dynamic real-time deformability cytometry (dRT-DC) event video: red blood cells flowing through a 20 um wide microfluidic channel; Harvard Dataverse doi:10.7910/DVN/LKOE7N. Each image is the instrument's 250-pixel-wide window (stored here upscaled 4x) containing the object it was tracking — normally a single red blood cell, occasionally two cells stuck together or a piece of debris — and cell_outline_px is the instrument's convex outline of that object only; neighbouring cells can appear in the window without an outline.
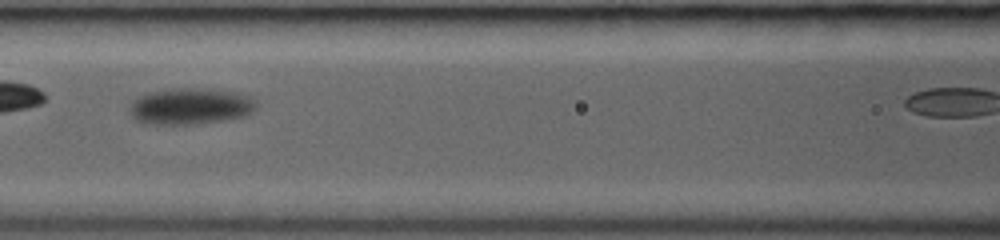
{"species": "common noctule bat (a hibernating species)", "species_latin": "Nyctalus noctula", "temperature_condition": "room temperature", "stored_images_in_passage": 14, "camera_frame_rate_fps": 3000, "um_per_image_px": 0.085, "animal": {"sex": "female", "body_mass_g": 19.0, "forearm_length_mm": 53.3}, "frame": {"image": 1, "passage_image": 8, "time_ms": 2.333, "image_size_px": [1000, 240], "cell_outline_px": [[256, 108], [252, 112], [244, 116], [224, 120], [192, 124], [144, 124], [136, 120], [128, 112], [128, 108], [132, 100], [148, 92], [172, 88], [184, 88], [232, 92], [252, 96], [256, 100]], "centroid_in_image_um": [16.13, 9.04], "position_along_channel_um": 150.5, "area_um2": 26.82}}